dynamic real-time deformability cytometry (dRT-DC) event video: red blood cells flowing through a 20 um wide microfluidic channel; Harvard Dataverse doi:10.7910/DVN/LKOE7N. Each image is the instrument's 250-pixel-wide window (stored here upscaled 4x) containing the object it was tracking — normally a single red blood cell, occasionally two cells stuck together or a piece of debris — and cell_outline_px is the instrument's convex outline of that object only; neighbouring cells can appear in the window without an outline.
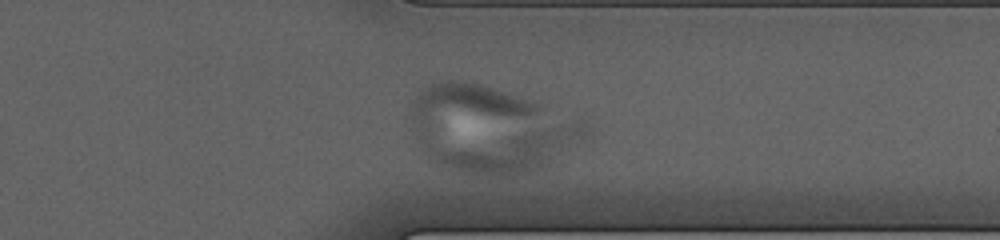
{"species": "human", "species_latin": "Homo sapiens", "temperature_condition": "cold", "stored_images_in_passage": 32, "camera_frame_rate_fps": 3000, "um_per_image_px": 0.085, "donor": {"sex": "male"}, "frame": {"image": 1, "passage_image": 26, "time_ms": 12.333, "image_size_px": [1000, 240], "cell_outline_px": [[592, 140], [544, 168], [536, 172], [496, 176], [488, 176], [464, 172], [448, 168], [428, 160], [428, 144], [576, 120], [584, 120], [592, 124]], "centroid_in_image_um": [43.53, 12.69], "position_along_channel_um": 367.9, "area_um2": 42.08}}